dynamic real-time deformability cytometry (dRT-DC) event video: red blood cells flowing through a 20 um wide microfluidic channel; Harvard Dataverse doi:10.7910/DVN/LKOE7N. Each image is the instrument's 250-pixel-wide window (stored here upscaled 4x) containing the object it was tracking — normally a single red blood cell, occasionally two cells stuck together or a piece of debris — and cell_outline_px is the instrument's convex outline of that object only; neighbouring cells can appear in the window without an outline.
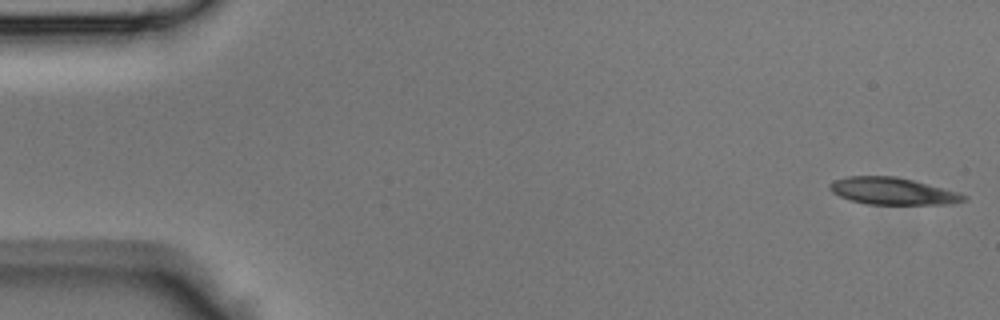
{"species": "Egyptian fruit bat (a non-hibernating species)", "species_latin": "Rousettus aegyptiacus", "temperature_condition": "room temperature", "stored_images_in_passage": 42, "camera_frame_rate_fps": 3000, "um_per_image_px": 0.085, "animal": {"sex": "male"}, "frame": {"image": 1, "passage_image": 1, "time_ms": 0.0, "image_size_px": [1000, 320], "cell_outline_px": [[968, 200], [948, 204], [868, 204], [852, 200], [840, 196], [832, 192], [828, 188], [828, 184], [832, 180], [848, 176], [896, 176], [912, 180], [956, 192], [968, 196]], "centroid_in_image_um": [75.83, 16.24], "position_along_channel_um": 9.2, "area_um2": 20.92}}
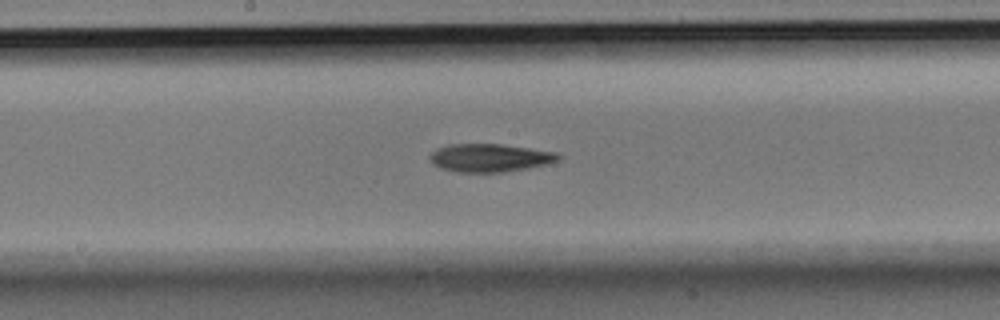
{"frame": {"image": 2, "passage_image": 22, "time_ms": 7.0, "image_size_px": [1000, 320], "cell_outline_px": [[560, 160], [548, 164], [528, 168], [504, 172], [456, 172], [440, 168], [432, 164], [428, 160], [428, 156], [436, 148], [448, 144], [500, 144], [556, 152], [560, 156]], "centroid_in_image_um": [41.59, 13.42], "position_along_channel_um": 206.6, "area_um2": 21.21}}
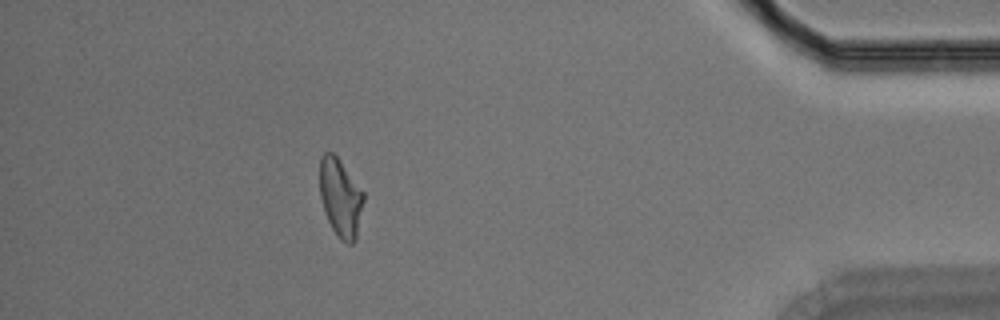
{"frame": {"image": 3, "passage_image": 38, "time_ms": 12.333, "image_size_px": [1000, 320], "cell_outline_px": [[364, 200], [356, 240], [352, 244], [348, 244], [340, 240], [332, 228], [324, 212], [320, 196], [320, 156], [324, 152], [332, 152], [340, 160], [364, 192]], "centroid_in_image_um": [28.94, 16.81], "position_along_channel_um": 406.3, "area_um2": 20.11}}